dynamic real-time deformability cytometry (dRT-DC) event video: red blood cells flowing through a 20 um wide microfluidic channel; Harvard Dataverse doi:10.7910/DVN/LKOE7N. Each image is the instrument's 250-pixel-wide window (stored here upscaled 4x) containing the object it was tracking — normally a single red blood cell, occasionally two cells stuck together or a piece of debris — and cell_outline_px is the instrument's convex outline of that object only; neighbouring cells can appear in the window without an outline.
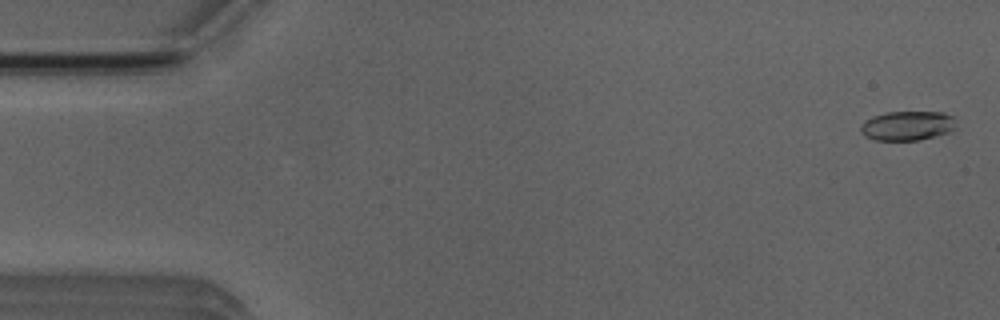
{"species": "Egyptian fruit bat (a non-hibernating species)", "species_latin": "Rousettus aegyptiacus", "temperature_condition": "room temperature", "stored_images_in_passage": 3, "camera_frame_rate_fps": 3000, "um_per_image_px": 0.085, "animal": {"sex": "male"}, "frame": {"image": 1, "passage_image": 1, "time_ms": 0.0, "image_size_px": [1000, 320], "cell_outline_px": [[956, 116], [952, 128], [948, 132], [936, 136], [916, 140], [872, 140], [864, 136], [860, 132], [860, 128], [864, 120], [872, 116], [888, 112], [944, 112]], "centroid_in_image_um": [77.09, 10.68], "position_along_channel_um": 7.9, "area_um2": 16.42}}